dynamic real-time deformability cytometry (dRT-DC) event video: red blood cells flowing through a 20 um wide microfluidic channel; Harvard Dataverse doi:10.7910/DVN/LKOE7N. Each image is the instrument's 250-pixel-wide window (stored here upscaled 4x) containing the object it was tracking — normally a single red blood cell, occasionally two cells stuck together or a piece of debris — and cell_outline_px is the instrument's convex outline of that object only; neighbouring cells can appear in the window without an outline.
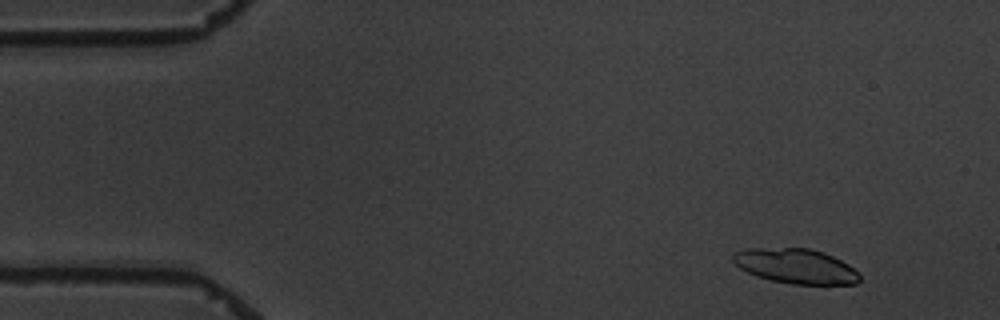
{"species": "common noctule bat (a hibernating species)", "species_latin": "Nyctalus noctula", "temperature_condition": "warm", "stored_images_in_passage": 3, "camera_frame_rate_fps": 3000, "um_per_image_px": 0.085, "animal": {"sex": "male", "body_mass_g": 19.5, "forearm_length_mm": 54.6}, "frame": {"image": 1, "passage_image": 1, "time_ms": 0.0, "image_size_px": [1000, 320], "cell_outline_px": [[860, 280], [856, 284], [792, 284], [772, 280], [756, 276], [740, 268], [732, 260], [732, 252], [748, 248], [808, 248], [824, 252], [848, 264], [860, 276]], "centroid_in_image_um": [67.61, 22.61], "position_along_channel_um": 17.4, "area_um2": 25.61}}